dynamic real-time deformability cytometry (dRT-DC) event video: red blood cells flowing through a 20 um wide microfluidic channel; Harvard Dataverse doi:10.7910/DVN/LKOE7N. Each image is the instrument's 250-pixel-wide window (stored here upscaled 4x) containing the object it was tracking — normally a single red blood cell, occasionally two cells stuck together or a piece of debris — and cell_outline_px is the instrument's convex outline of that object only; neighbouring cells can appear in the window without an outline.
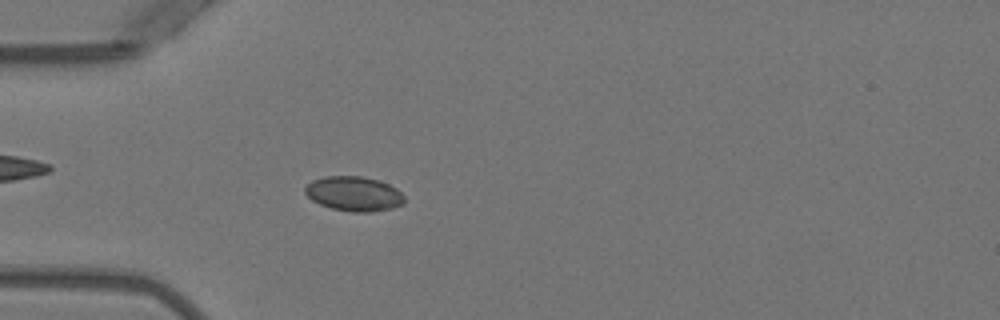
{"species": "Egyptian fruit bat (a non-hibernating species)", "species_latin": "Rousettus aegyptiacus", "temperature_condition": "warm", "stored_images_in_passage": 49, "camera_frame_rate_fps": 3000, "um_per_image_px": 0.085, "animal": {"sex": "female"}, "frame": {"image": 1, "passage_image": 12, "time_ms": 3.667, "image_size_px": [1000, 320], "cell_outline_px": [[404, 204], [392, 208], [372, 212], [352, 212], [332, 208], [320, 204], [312, 200], [304, 192], [304, 188], [312, 180], [324, 176], [360, 176], [380, 180], [396, 188], [404, 196]], "centroid_in_image_um": [30.09, 16.46], "position_along_channel_um": 54.9, "area_um2": 20.11}}
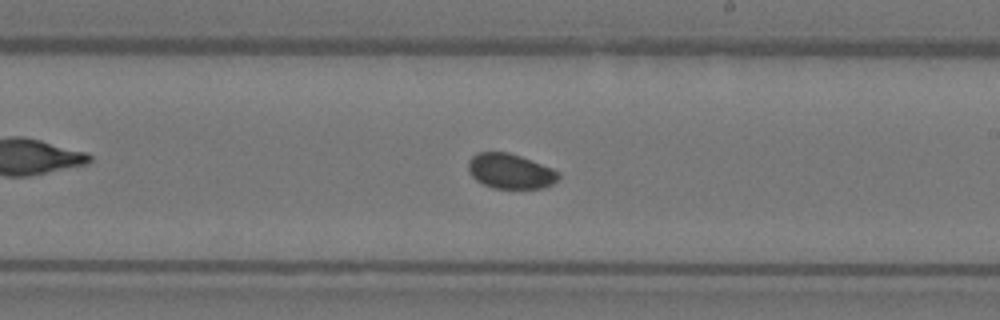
{"frame": {"image": 2, "passage_image": 27, "time_ms": 8.667, "image_size_px": [1000, 320], "cell_outline_px": [[560, 176], [552, 184], [544, 188], [492, 188], [476, 180], [468, 172], [468, 160], [476, 152], [508, 152], [520, 156], [552, 168], [560, 172]], "centroid_in_image_um": [43.36, 14.55], "position_along_channel_um": 245.6, "area_um2": 18.44}}
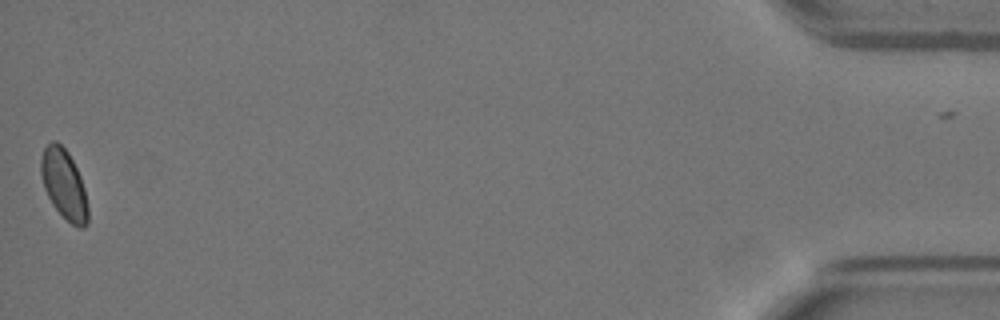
{"frame": {"image": 3, "passage_image": 48, "time_ms": 15.667, "image_size_px": [1000, 320], "cell_outline_px": [[88, 224], [84, 228], [80, 228], [72, 224], [52, 204], [44, 188], [40, 172], [40, 160], [44, 148], [52, 140], [56, 140], [68, 152], [80, 176], [84, 188], [88, 208]], "centroid_in_image_um": [5.43, 15.66], "position_along_channel_um": 429.8, "area_um2": 18.96}, "authors_computed_cell_mechanics": {"area_um2": 19.074, "velocity_mm_per_s": 3.9603, "shape_relaxation_time_tau1_ms": 5.4135, "shape_relaxation_time_tau2_ms": null, "deformation_change_tau1": 0.0611, "deformation_change_tau2": null}}